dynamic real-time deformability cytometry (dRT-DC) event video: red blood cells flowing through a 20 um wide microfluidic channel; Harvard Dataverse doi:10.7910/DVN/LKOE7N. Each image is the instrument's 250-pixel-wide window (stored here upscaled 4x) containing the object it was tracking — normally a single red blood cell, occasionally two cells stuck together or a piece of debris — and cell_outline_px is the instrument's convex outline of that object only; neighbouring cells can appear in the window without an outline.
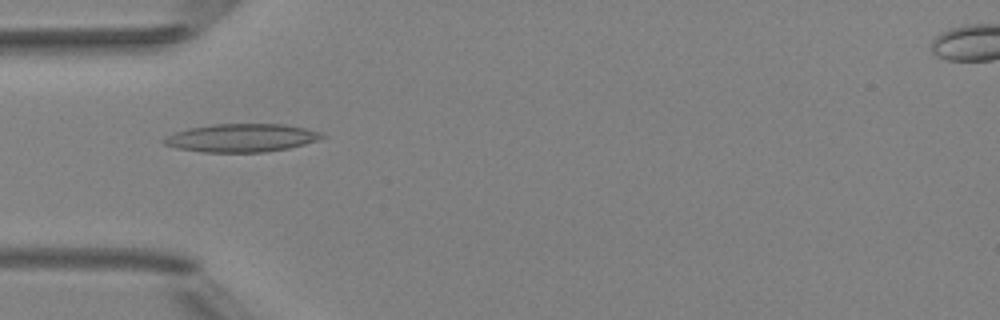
{"species": "Egyptian fruit bat (a non-hibernating species)", "species_latin": "Rousettus aegyptiacus", "temperature_condition": "room temperature", "stored_images_in_passage": 5, "camera_frame_rate_fps": 3000, "um_per_image_px": 0.085, "animal": {"sex": "female"}, "frame": {"image": 1, "passage_image": 5, "time_ms": 4.667, "image_size_px": [1000, 320], "cell_outline_px": [[328, 136], [304, 144], [288, 148], [264, 152], [204, 152], [176, 148], [164, 144], [160, 140], [164, 136], [188, 128], [212, 124], [284, 124], [304, 128], [320, 132]], "centroid_in_image_um": [20.48, 11.72], "position_along_channel_um": 64.5, "area_um2": 25.95}}